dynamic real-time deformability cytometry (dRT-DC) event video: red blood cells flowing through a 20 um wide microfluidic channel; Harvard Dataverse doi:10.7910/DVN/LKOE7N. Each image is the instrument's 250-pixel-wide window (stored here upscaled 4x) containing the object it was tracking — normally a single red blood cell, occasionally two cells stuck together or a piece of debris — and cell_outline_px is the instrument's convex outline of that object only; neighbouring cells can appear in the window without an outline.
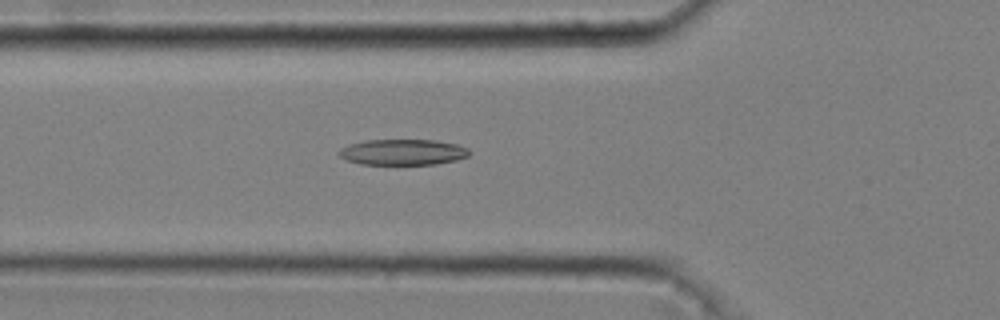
{"species": "common noctule bat (a hibernating species)", "species_latin": "Nyctalus noctula", "temperature_condition": "cold", "stored_images_in_passage": 50, "camera_frame_rate_fps": 3000, "um_per_image_px": 0.085, "animal": {"sex": "male", "body_mass_g": 20.4}, "frame": {"image": 1, "passage_image": 19, "time_ms": 6.0, "image_size_px": [1000, 320], "cell_outline_px": [[472, 152], [468, 156], [456, 160], [436, 164], [360, 164], [348, 160], [340, 156], [336, 152], [340, 148], [348, 144], [364, 140], [436, 140], [456, 144], [468, 148]], "centroid_in_image_um": [34.23, 12.92], "position_along_channel_um": 91.6, "area_um2": 19.71}}
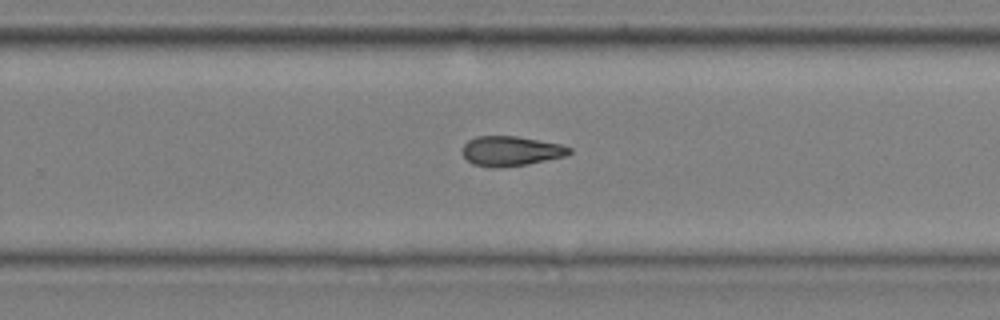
{"frame": {"image": 2, "passage_image": 35, "time_ms": 11.333, "image_size_px": [1000, 320], "cell_outline_px": [[572, 152], [564, 156], [528, 164], [472, 164], [464, 156], [464, 144], [468, 140], [476, 136], [516, 136], [560, 144], [572, 148]], "centroid_in_image_um": [43.47, 12.78], "position_along_channel_um": 286.3, "area_um2": 17.57}}
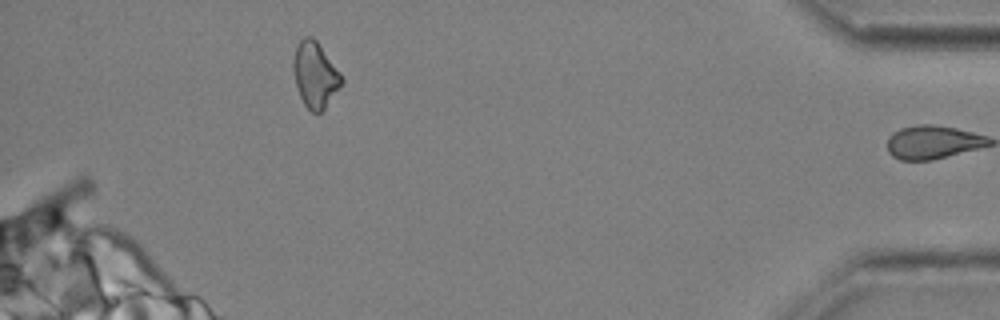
{"frame": {"image": 3, "passage_image": 49, "time_ms": 16.0, "image_size_px": [1000, 320], "cell_outline_px": [[344, 80], [324, 108], [320, 112], [312, 112], [304, 104], [300, 96], [296, 84], [292, 68], [292, 60], [296, 44], [304, 36], [312, 36], [316, 40], [340, 72]], "centroid_in_image_um": [26.75, 6.31], "position_along_channel_um": 408.4, "area_um2": 18.26}, "authors_computed_cell_mechanics": {"area_um2": 18.6405, "velocity_mm_per_s": 3.658, "shape_relaxation_time_tau1_ms": null, "shape_relaxation_time_tau2_ms": 7.0676, "deformation_change_tau1": null, "deformation_change_tau2": 0.1832}}